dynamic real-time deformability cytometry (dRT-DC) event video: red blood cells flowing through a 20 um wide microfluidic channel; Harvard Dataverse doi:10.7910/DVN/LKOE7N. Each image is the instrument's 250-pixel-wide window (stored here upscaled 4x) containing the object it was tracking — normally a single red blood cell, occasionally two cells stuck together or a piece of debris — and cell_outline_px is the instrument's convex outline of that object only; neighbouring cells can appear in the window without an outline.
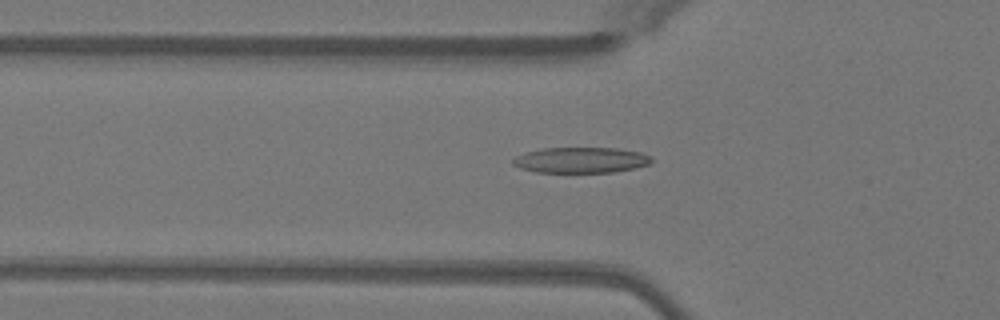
{"species": "Egyptian fruit bat (a non-hibernating species)", "species_latin": "Rousettus aegyptiacus", "temperature_condition": "warm", "stored_images_in_passage": 50, "camera_frame_rate_fps": 3000, "um_per_image_px": 0.085, "animal": {"sex": "female"}, "frame": {"image": 1, "passage_image": 17, "time_ms": 5.333, "image_size_px": [1000, 320], "cell_outline_px": [[652, 160], [648, 164], [636, 168], [616, 172], [536, 172], [520, 168], [512, 164], [512, 160], [516, 156], [528, 152], [544, 148], [616, 148], [640, 152], [652, 156]], "centroid_in_image_um": [49.4, 13.61], "position_along_channel_um": 76.4, "area_um2": 20.69}}
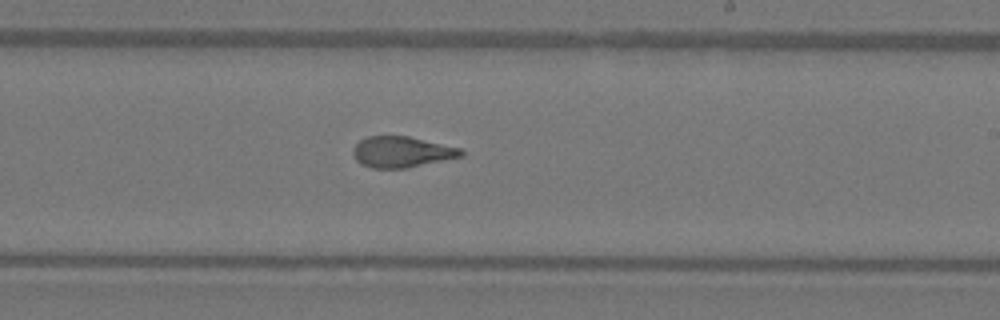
{"frame": {"image": 2, "passage_image": 30, "time_ms": 9.667, "image_size_px": [1000, 320], "cell_outline_px": [[464, 156], [408, 168], [372, 168], [360, 164], [356, 160], [352, 152], [352, 148], [360, 140], [368, 136], [408, 136], [460, 148], [464, 152]], "centroid_in_image_um": [34.13, 12.92], "position_along_channel_um": 254.9, "area_um2": 19.54}}
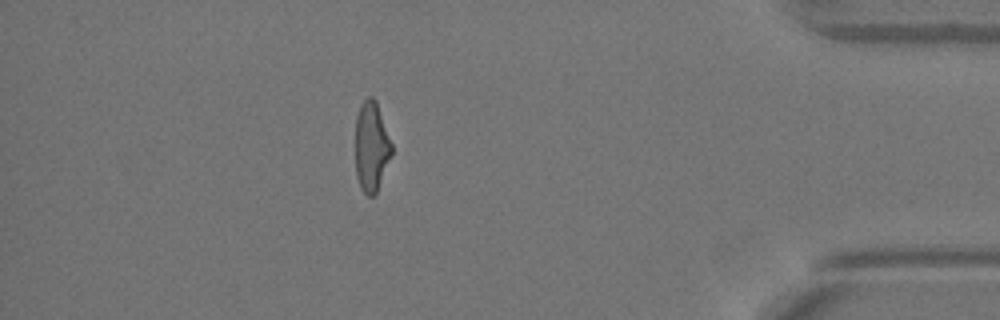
{"frame": {"image": 3, "passage_image": 44, "time_ms": 14.333, "image_size_px": [1000, 320], "cell_outline_px": [[392, 152], [376, 192], [372, 196], [368, 196], [360, 188], [356, 176], [356, 116], [360, 104], [368, 96], [372, 96], [376, 100], [392, 144]], "centroid_in_image_um": [31.55, 12.43], "position_along_channel_um": 403.6, "area_um2": 18.84}, "authors_computed_cell_mechanics": {"area_um2": 20.2878, "velocity_mm_per_s": 4.094, "shape_relaxation_time_tau1_ms": 4.3329, "shape_relaxation_time_tau2_ms": 1.2979, "deformation_change_tau1": 0.1976, "deformation_change_tau2": 0.0973}}